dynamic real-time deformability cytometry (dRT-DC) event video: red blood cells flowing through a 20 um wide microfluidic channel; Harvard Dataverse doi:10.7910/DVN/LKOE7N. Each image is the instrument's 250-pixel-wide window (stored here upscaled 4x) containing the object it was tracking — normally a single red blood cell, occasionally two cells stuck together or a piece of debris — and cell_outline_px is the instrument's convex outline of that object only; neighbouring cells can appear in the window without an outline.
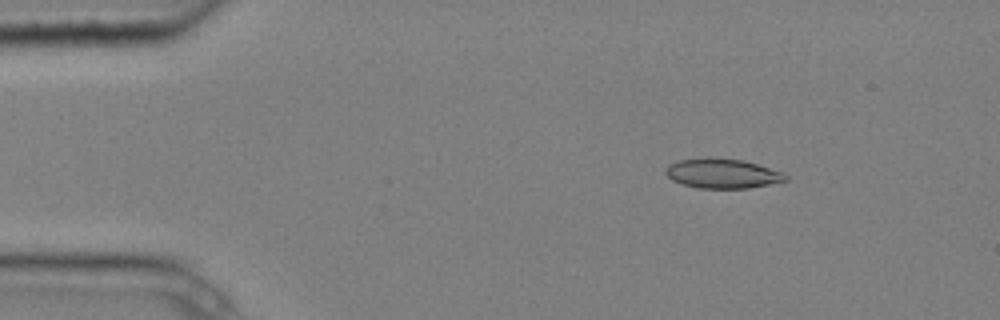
{"species": "common noctule bat (a hibernating species)", "species_latin": "Nyctalus noctula", "temperature_condition": "cold", "stored_images_in_passage": 4, "camera_frame_rate_fps": 3000, "um_per_image_px": 0.085, "animal": {"sex": "male", "body_mass_g": 20.4}, "frame": {"image": 1, "passage_image": 1, "time_ms": 0.0, "image_size_px": [1000, 320], "cell_outline_px": [[788, 180], [748, 188], [696, 188], [680, 184], [672, 180], [664, 172], [664, 168], [668, 164], [680, 160], [708, 156], [744, 160], [784, 172], [788, 176]], "centroid_in_image_um": [61.37, 14.73], "position_along_channel_um": 23.6, "area_um2": 21.1}}
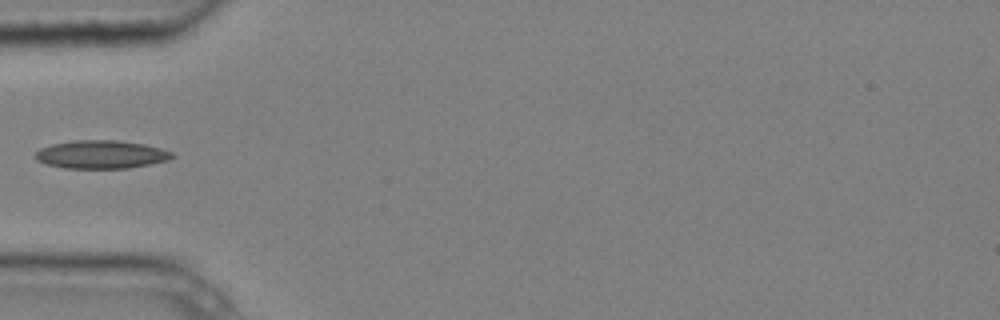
{"frame": {"image": 2, "passage_image": 4, "time_ms": 1.0, "image_size_px": [1000, 320], "cell_outline_px": [[176, 156], [168, 160], [128, 168], [64, 168], [44, 164], [36, 160], [36, 152], [40, 148], [52, 144], [76, 140], [120, 140], [144, 144], [160, 148], [172, 152]], "centroid_in_image_um": [8.59, 13.13], "position_along_channel_um": 76.4, "area_um2": 22.48}}